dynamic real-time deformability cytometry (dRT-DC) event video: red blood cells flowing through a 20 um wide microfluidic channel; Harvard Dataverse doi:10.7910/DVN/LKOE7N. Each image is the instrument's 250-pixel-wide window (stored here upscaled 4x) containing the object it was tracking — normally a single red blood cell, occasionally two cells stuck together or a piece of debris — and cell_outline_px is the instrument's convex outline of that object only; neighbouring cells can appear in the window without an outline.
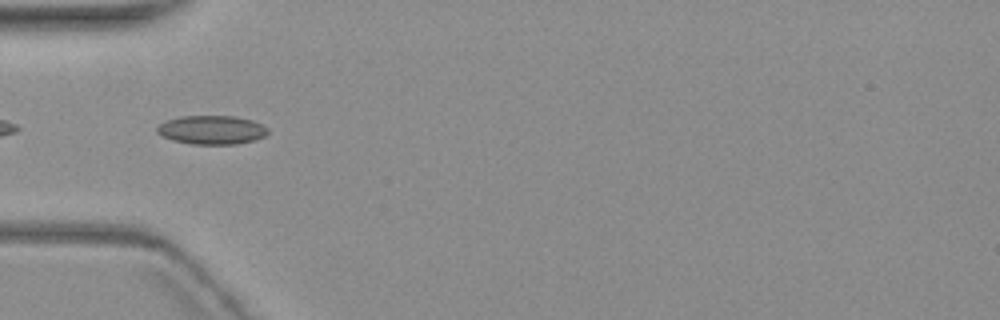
{"species": "common noctule bat (a hibernating species)", "species_latin": "Nyctalus noctula", "temperature_condition": "warm", "stored_images_in_passage": 6, "camera_frame_rate_fps": 3000, "um_per_image_px": 0.085, "animal": {"sex": "female", "body_mass_g": 19.3, "forearm_length_mm": 54.1}, "frame": {"image": 1, "passage_image": 6, "time_ms": 7.333, "image_size_px": [1000, 320], "cell_outline_px": [[268, 132], [264, 136], [256, 140], [236, 144], [192, 144], [172, 140], [160, 136], [156, 132], [156, 128], [160, 124], [168, 120], [180, 116], [236, 116], [252, 120], [268, 128]], "centroid_in_image_um": [17.98, 11.04], "position_along_channel_um": 67.0, "area_um2": 18.67}}